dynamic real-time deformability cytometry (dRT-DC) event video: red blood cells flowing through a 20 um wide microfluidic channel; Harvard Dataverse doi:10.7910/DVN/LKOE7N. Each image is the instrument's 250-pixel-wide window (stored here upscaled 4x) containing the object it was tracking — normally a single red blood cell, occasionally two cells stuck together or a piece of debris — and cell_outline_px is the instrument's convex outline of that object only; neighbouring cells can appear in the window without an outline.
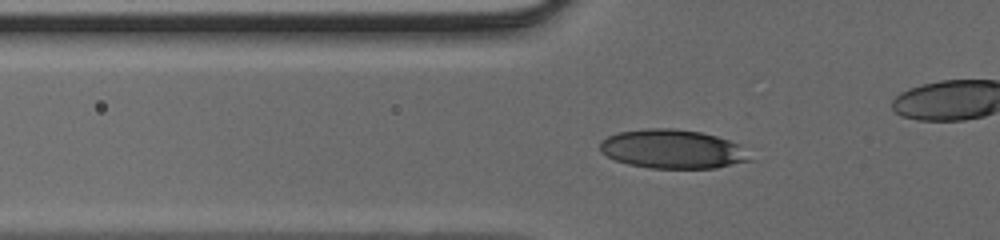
{"species": "human", "species_latin": "Homo sapiens", "temperature_condition": "cold", "stored_images_in_passage": 40, "camera_frame_rate_fps": 3000, "um_per_image_px": 0.085, "donor": {"sex": "male"}, "frame": {"image": 1, "passage_image": 18, "time_ms": 5.667, "image_size_px": [1000, 240], "cell_outline_px": [[752, 160], [716, 168], [652, 168], [628, 164], [616, 160], [600, 152], [600, 140], [608, 136], [620, 132], [648, 128], [672, 128], [700, 132], [716, 136], [740, 144]], "centroid_in_image_um": [57.15, 12.67], "position_along_channel_um": 68.6, "area_um2": 33.87}}
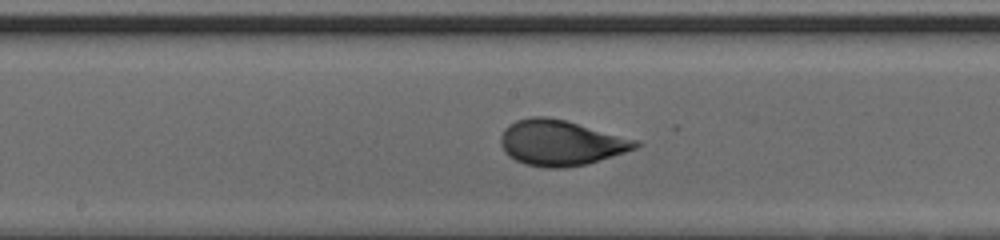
{"frame": {"image": 2, "passage_image": 27, "time_ms": 8.667, "image_size_px": [1000, 240], "cell_outline_px": [[640, 144], [636, 148], [588, 164], [560, 168], [544, 168], [524, 164], [508, 156], [504, 152], [500, 144], [500, 136], [504, 128], [508, 124], [516, 120], [532, 116], [548, 116], [564, 120], [636, 140]], "centroid_in_image_um": [47.58, 12.14], "position_along_channel_um": 200.6, "area_um2": 35.6}}
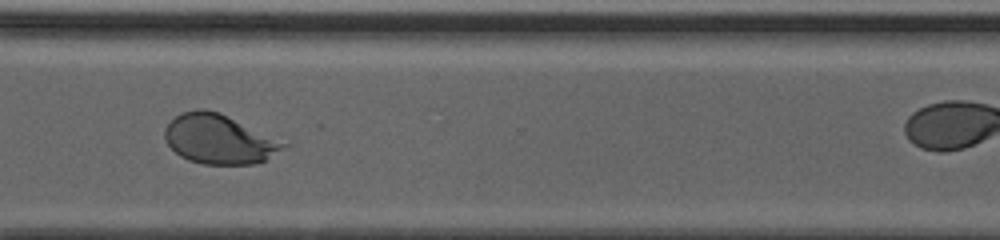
{"frame": {"image": 3, "passage_image": 37, "time_ms": 12.0, "image_size_px": [1000, 240], "cell_outline_px": [[292, 144], [264, 160], [252, 164], [204, 164], [188, 160], [180, 156], [168, 144], [164, 136], [164, 128], [176, 116], [184, 112], [196, 108], [204, 108], [220, 112]], "centroid_in_image_um": [18.65, 11.81], "position_along_channel_um": 351.9, "area_um2": 34.33}}